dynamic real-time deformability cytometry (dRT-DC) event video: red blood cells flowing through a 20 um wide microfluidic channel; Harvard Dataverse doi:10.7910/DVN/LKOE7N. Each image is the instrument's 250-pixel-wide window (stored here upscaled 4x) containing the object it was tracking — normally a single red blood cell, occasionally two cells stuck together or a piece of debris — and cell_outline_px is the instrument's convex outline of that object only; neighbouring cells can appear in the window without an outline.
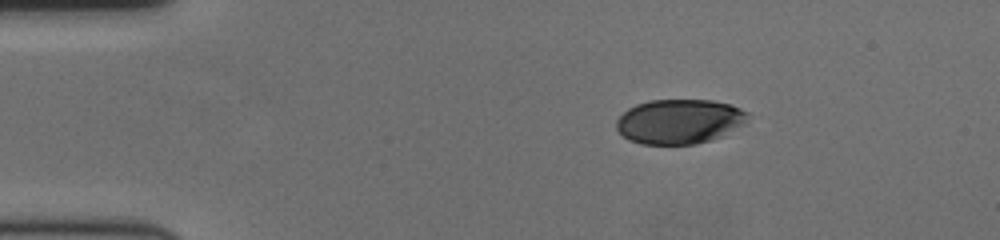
{"species": "human", "species_latin": "Homo sapiens", "temperature_condition": "cold", "stored_images_in_passage": 49, "camera_frame_rate_fps": 3000, "um_per_image_px": 0.085, "donor": {"sex": "female"}, "frame": {"image": 1, "passage_image": 1, "time_ms": 0.0, "image_size_px": [1000, 240], "cell_outline_px": [[748, 116], [744, 124], [712, 140], [696, 144], [640, 144], [628, 140], [616, 128], [616, 120], [628, 108], [636, 104], [648, 100], [712, 100], [732, 104], [748, 112]], "centroid_in_image_um": [57.74, 10.32], "position_along_channel_um": 27.3, "area_um2": 34.28}}
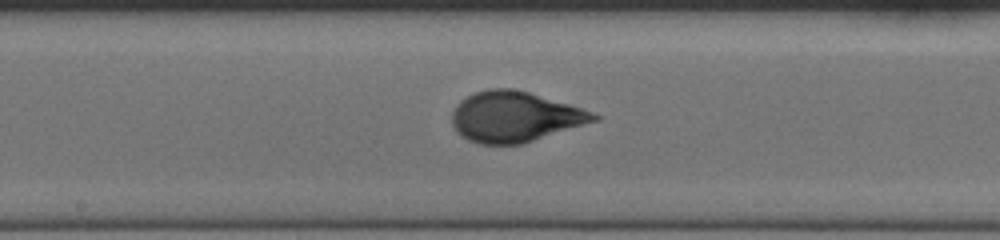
{"frame": {"image": 2, "passage_image": 22, "time_ms": 7.0, "image_size_px": [1000, 240], "cell_outline_px": [[600, 120], [520, 144], [480, 144], [468, 140], [460, 136], [456, 132], [452, 124], [452, 112], [456, 104], [460, 100], [476, 92], [488, 88], [512, 88], [528, 92], [568, 104], [592, 112], [600, 116]], "centroid_in_image_um": [43.72, 9.93], "position_along_channel_um": 204.5, "area_um2": 41.5}}
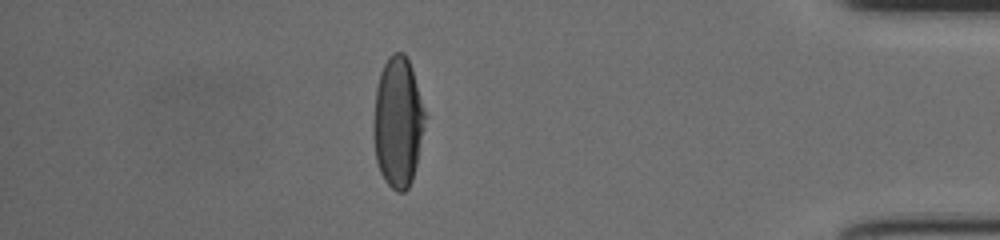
{"frame": {"image": 3, "passage_image": 42, "time_ms": 13.667, "image_size_px": [1000, 240], "cell_outline_px": [[424, 128], [416, 164], [412, 180], [408, 188], [404, 192], [396, 192], [384, 180], [380, 172], [376, 160], [372, 132], [376, 88], [380, 72], [384, 64], [392, 52], [404, 52], [412, 68], [424, 112]], "centroid_in_image_um": [33.79, 10.39], "position_along_channel_um": 401.4, "area_um2": 38.96}, "authors_computed_cell_mechanics": {"area_um2": 40.3444, "velocity_mm_per_s": 3.567, "shape_relaxation_time_tau1_ms": 3.8517, "shape_relaxation_time_tau2_ms": null, "deformation_change_tau1": 0.1913, "deformation_change_tau2": null}}